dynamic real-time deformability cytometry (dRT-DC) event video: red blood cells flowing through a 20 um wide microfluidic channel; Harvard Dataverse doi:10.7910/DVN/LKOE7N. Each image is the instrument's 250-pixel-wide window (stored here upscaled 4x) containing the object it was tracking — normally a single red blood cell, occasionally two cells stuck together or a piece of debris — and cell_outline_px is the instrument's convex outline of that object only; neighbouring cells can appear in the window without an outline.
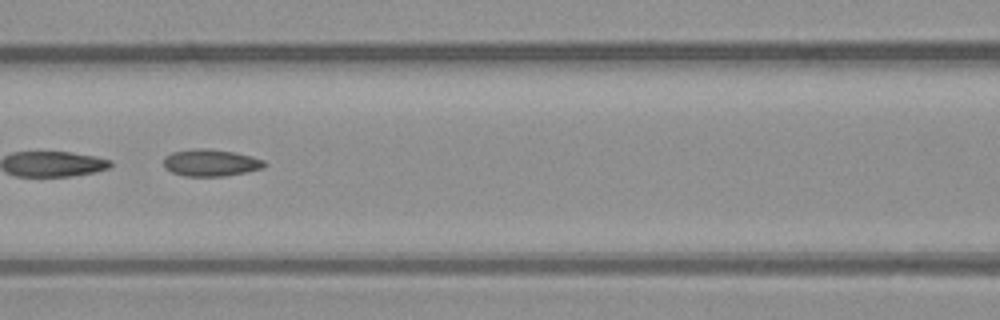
{"species": "common noctule bat (a hibernating species)", "species_latin": "Nyctalus noctula", "temperature_condition": "warm", "stored_images_in_passage": 41, "camera_frame_rate_fps": 3000, "um_per_image_px": 0.085, "animal": {"sex": "male", "body_mass_g": 23.1, "forearm_length_mm": 52.7}, "frame": {"image": 1, "passage_image": 18, "time_ms": 5.667, "image_size_px": [1000, 320], "cell_outline_px": [[268, 164], [264, 168], [224, 176], [184, 176], [172, 172], [164, 168], [164, 156], [172, 152], [200, 148], [208, 148], [236, 152], [252, 156], [264, 160]], "centroid_in_image_um": [17.93, 13.83], "position_along_channel_um": 148.7, "area_um2": 15.95}, "authors_computed_cell_mechanics": {"area_um2": 16.1262, "velocity_mm_per_s": 3.7512, "shape_relaxation_time_tau1_ms": null, "shape_relaxation_time_tau2_ms": 2.7098, "deformation_change_tau1": null, "deformation_change_tau2": 0.097}}